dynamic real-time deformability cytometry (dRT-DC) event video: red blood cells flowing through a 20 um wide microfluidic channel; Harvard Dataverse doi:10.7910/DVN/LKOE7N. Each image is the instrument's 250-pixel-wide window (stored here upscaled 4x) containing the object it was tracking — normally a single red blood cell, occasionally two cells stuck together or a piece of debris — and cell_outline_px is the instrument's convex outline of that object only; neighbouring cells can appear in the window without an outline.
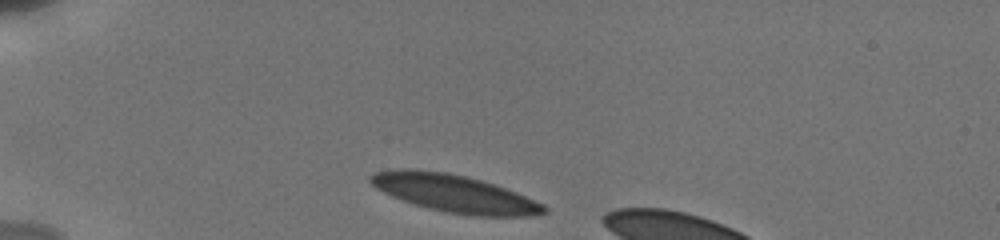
{"species": "human", "species_latin": "Homo sapiens", "temperature_condition": "cold", "stored_images_in_passage": 5, "segment_of_instrument_passage": [1, 2], "camera_frame_rate_fps": 3000, "um_per_image_px": 0.085, "donor": {"sex": "male"}, "frame": {"image": 1, "passage_image": 1, "time_ms": 0.0, "image_size_px": [1000, 240], "cell_outline_px": [[548, 212], [532, 216], [472, 216], [444, 212], [428, 208], [392, 196], [376, 188], [368, 180], [368, 176], [376, 172], [400, 168], [412, 168], [448, 172], [480, 180], [516, 192], [544, 204], [548, 208]], "centroid_in_image_um": [38.62, 16.44], "position_along_channel_um": 46.4, "area_um2": 37.92}}
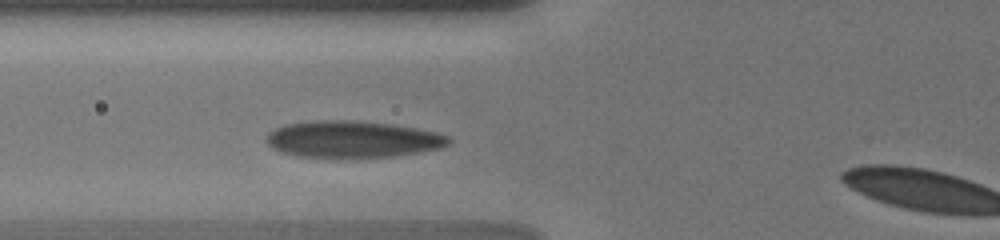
{"frame": {"image": 2, "passage_image": 4, "time_ms": 2.333, "image_size_px": [1000, 240], "cell_outline_px": [[452, 140], [448, 144], [440, 148], [420, 152], [392, 156], [296, 156], [280, 152], [272, 148], [264, 140], [268, 132], [284, 124], [312, 120], [352, 120], [392, 124], [416, 128], [436, 132], [448, 136]], "centroid_in_image_um": [29.93, 11.81], "position_along_channel_um": 95.9, "area_um2": 38.78}}